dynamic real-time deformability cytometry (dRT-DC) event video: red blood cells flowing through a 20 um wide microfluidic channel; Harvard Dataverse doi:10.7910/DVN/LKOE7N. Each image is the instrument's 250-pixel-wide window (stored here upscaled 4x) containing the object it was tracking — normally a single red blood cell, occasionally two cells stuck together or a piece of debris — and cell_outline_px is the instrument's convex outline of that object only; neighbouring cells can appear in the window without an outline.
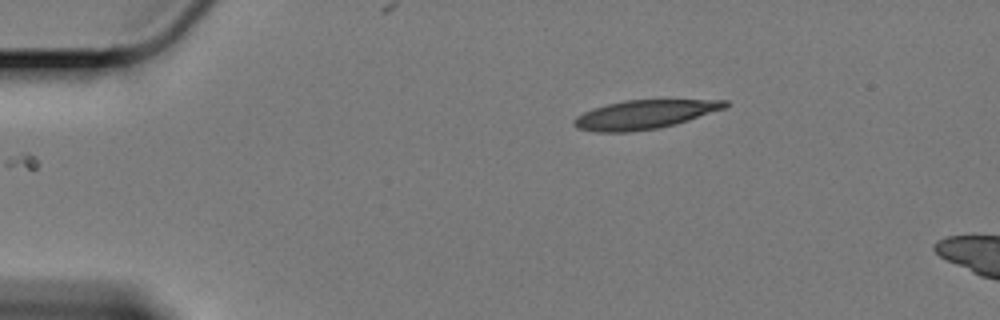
{"species": "Egyptian fruit bat (a non-hibernating species)", "species_latin": "Rousettus aegyptiacus", "temperature_condition": "cold", "stored_images_in_passage": 7, "camera_frame_rate_fps": 3000, "um_per_image_px": 0.085, "animal": {"sex": "female"}, "frame": {"image": 1, "passage_image": 1, "time_ms": 0.0, "image_size_px": [1000, 320], "cell_outline_px": [[728, 104], [724, 108], [676, 124], [660, 128], [628, 132], [596, 132], [576, 128], [572, 124], [572, 120], [576, 116], [592, 108], [624, 100], [728, 100]], "centroid_in_image_um": [54.71, 9.74], "position_along_channel_um": 30.3, "area_um2": 25.32}}